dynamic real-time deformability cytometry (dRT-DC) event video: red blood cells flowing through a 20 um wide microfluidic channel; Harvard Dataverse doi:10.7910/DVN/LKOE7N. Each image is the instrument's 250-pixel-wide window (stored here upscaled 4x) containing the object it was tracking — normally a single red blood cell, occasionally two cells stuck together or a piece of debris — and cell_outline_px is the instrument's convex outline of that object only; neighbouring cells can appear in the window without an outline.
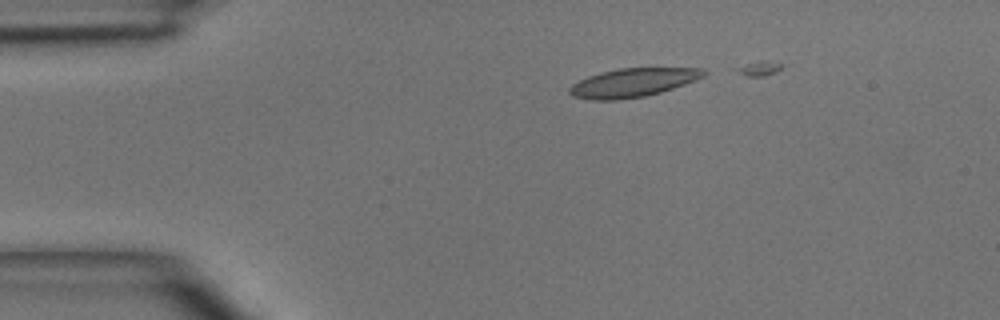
{"species": "common noctule bat (a hibernating species)", "species_latin": "Nyctalus noctula", "temperature_condition": "room temperature", "stored_images_in_passage": 4, "camera_frame_rate_fps": 3000, "um_per_image_px": 0.085, "animal": {"sex": "male", "body_mass_g": 15.6}, "frame": {"image": 1, "passage_image": 1, "time_ms": 0.0, "image_size_px": [1000, 320], "cell_outline_px": [[708, 72], [704, 76], [696, 80], [660, 92], [644, 96], [616, 100], [592, 100], [572, 96], [568, 92], [568, 88], [572, 84], [588, 76], [600, 72], [620, 68], [704, 68]], "centroid_in_image_um": [53.78, 7.02], "position_along_channel_um": 31.2, "area_um2": 22.37}}